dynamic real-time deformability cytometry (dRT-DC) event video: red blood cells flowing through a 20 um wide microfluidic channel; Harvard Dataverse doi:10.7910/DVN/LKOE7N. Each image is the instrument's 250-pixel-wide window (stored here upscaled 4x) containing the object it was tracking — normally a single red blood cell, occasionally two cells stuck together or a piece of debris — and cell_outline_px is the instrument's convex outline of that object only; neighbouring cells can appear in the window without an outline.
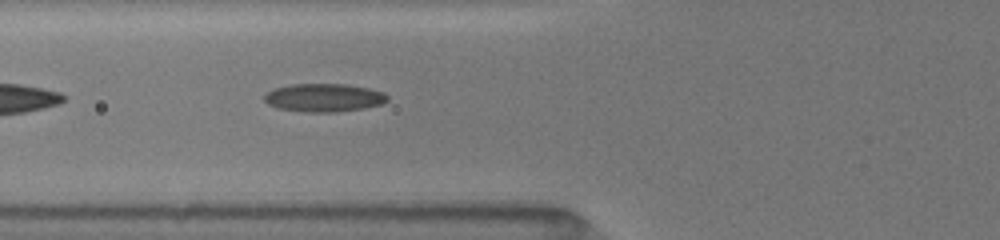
{"species": "common noctule bat (a hibernating species)", "species_latin": "Nyctalus noctula", "temperature_condition": "room temperature", "stored_images_in_passage": 26, "camera_frame_rate_fps": 3000, "um_per_image_px": 0.085, "animal": {"sex": "female", "body_mass_g": 19.5, "forearm_length_mm": 54.1}, "frame": {"image": 1, "passage_image": 7, "time_ms": 1.333, "image_size_px": [1000, 240], "cell_outline_px": [[388, 100], [380, 104], [364, 108], [336, 112], [304, 112], [280, 108], [268, 104], [264, 100], [264, 96], [272, 88], [292, 84], [344, 84], [368, 88], [384, 92], [388, 96]], "centroid_in_image_um": [27.53, 8.3], "position_along_channel_um": 98.3, "area_um2": 20.17}}
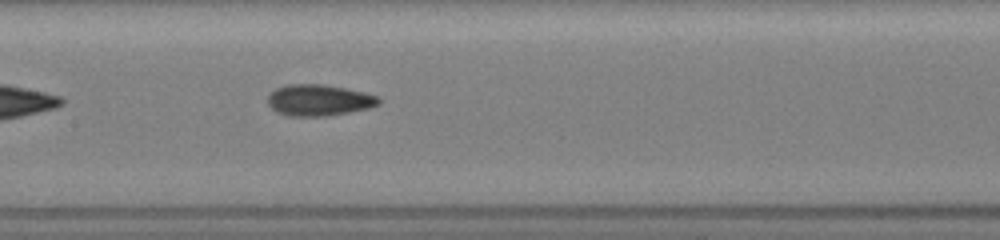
{"frame": {"image": 2, "passage_image": 16, "time_ms": 3.333, "image_size_px": [1000, 240], "cell_outline_px": [[380, 104], [368, 108], [348, 112], [324, 116], [288, 116], [276, 112], [268, 104], [268, 96], [276, 88], [288, 84], [324, 84], [364, 92], [380, 96]], "centroid_in_image_um": [27.11, 8.51], "position_along_channel_um": 180.3, "area_um2": 20.23}}
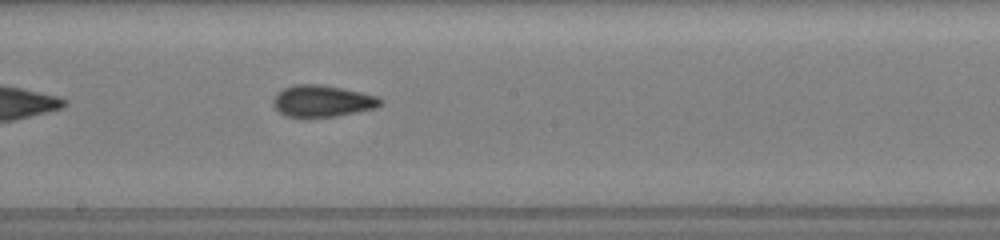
{"frame": {"image": 3, "passage_image": 20, "time_ms": 4.333, "image_size_px": [1000, 240], "cell_outline_px": [[384, 104], [376, 108], [336, 116], [304, 120], [284, 116], [272, 104], [272, 100], [276, 92], [284, 88], [296, 84], [316, 84], [340, 88], [380, 96], [384, 100]], "centroid_in_image_um": [27.38, 8.63], "position_along_channel_um": 220.8, "area_um2": 20.46}}